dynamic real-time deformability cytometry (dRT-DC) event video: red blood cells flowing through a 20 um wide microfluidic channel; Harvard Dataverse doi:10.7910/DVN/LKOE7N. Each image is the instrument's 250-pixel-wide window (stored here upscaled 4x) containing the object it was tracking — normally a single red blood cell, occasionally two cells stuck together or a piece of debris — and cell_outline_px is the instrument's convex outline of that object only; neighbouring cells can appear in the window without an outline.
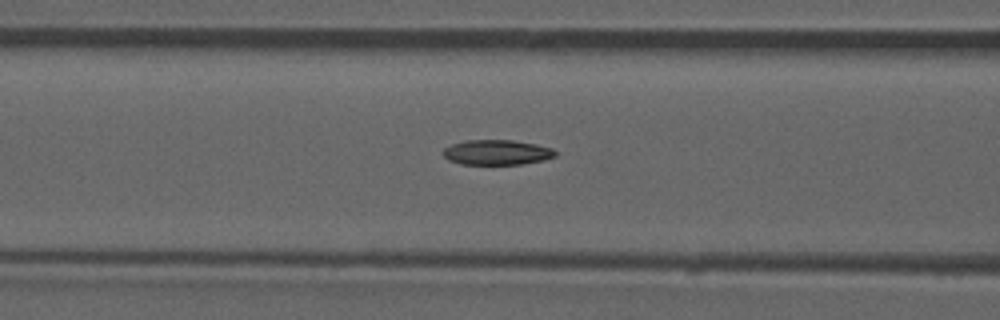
{"species": "common noctule bat (a hibernating species)", "species_latin": "Nyctalus noctula", "temperature_condition": "room temperature", "stored_images_in_passage": 48, "camera_frame_rate_fps": 3000, "um_per_image_px": 0.085, "animal": {"sex": "male", "forearm_length_mm": 52.5}, "frame": {"image": 1, "passage_image": 21, "time_ms": 6.667, "image_size_px": [1000, 320], "cell_outline_px": [[556, 156], [544, 160], [520, 164], [460, 164], [448, 160], [444, 156], [444, 148], [452, 144], [464, 140], [512, 140], [536, 144], [552, 148], [556, 152]], "centroid_in_image_um": [42.23, 12.95], "position_along_channel_um": 124.4, "area_um2": 16.36}, "authors_computed_cell_mechanics": {"area_um2": 16.8776, "velocity_mm_per_s": 3.9042, "shape_relaxation_time_tau1_ms": null, "shape_relaxation_time_tau2_ms": 3.814, "deformation_change_tau1": null, "deformation_change_tau2": 0.1043}}